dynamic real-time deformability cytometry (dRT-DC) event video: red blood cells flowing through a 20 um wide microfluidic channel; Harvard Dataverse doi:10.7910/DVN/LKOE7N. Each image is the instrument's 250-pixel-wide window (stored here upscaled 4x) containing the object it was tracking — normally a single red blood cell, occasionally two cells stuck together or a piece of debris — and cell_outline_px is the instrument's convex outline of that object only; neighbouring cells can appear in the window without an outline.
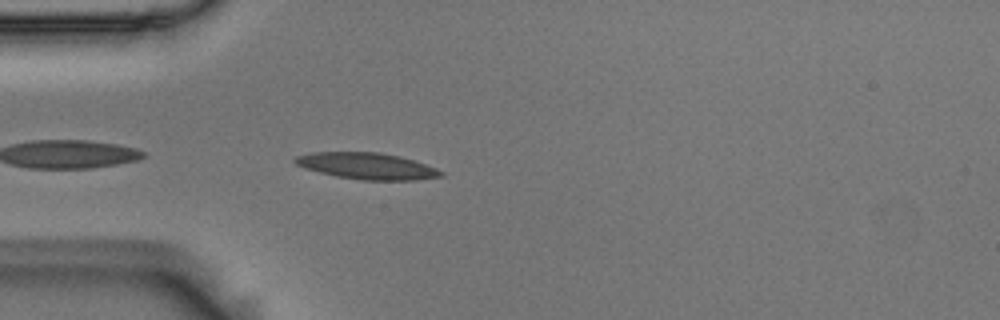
{"species": "Egyptian fruit bat (a non-hibernating species)", "species_latin": "Rousettus aegyptiacus", "temperature_condition": "room temperature", "stored_images_in_passage": 9, "camera_frame_rate_fps": 3000, "um_per_image_px": 0.085, "animal": {"sex": "male"}, "frame": {"image": 1, "passage_image": 2, "time_ms": 0.333, "image_size_px": [1000, 320], "cell_outline_px": [[444, 176], [416, 180], [360, 180], [336, 176], [304, 168], [296, 164], [292, 160], [296, 156], [312, 152], [380, 152], [412, 160], [436, 168], [444, 172]], "centroid_in_image_um": [31.17, 14.11], "position_along_channel_um": 53.8, "area_um2": 22.37}}
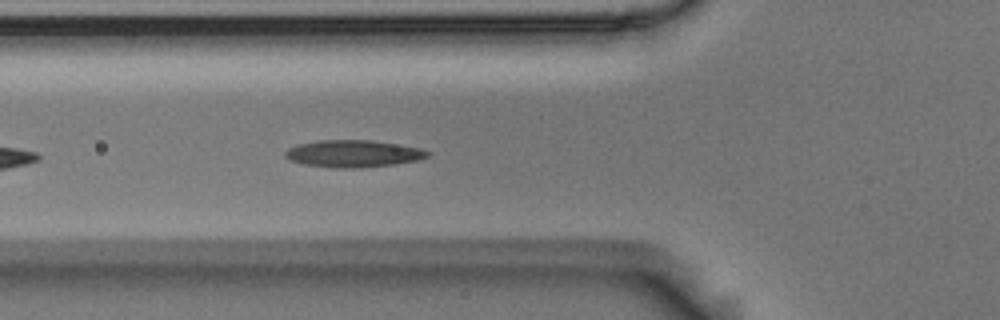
{"frame": {"image": 2, "passage_image": 6, "time_ms": 1.667, "image_size_px": [1000, 320], "cell_outline_px": [[432, 152], [428, 156], [420, 160], [396, 164], [360, 168], [336, 168], [304, 164], [288, 160], [284, 156], [284, 152], [288, 148], [296, 144], [320, 140], [372, 140], [420, 148]], "centroid_in_image_um": [30.02, 13.06], "position_along_channel_um": 95.8, "area_um2": 22.72}}